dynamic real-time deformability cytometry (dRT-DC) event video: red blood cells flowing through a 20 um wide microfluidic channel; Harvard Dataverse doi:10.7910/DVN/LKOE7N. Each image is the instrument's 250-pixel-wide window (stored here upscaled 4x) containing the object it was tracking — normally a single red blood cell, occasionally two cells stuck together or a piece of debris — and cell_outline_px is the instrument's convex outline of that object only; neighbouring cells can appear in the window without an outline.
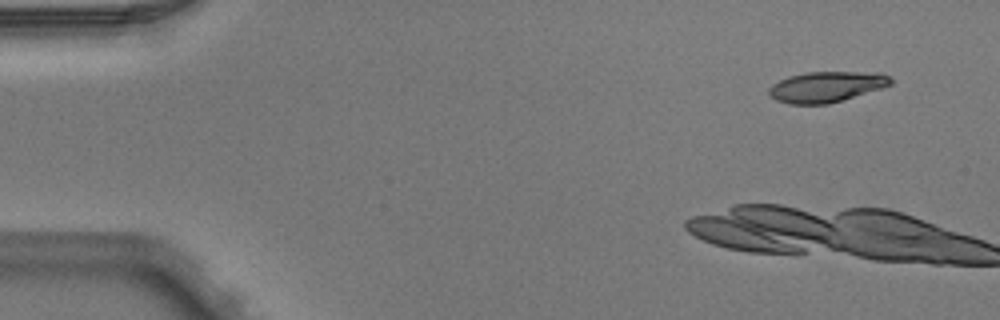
{"species": "Egyptian fruit bat (a non-hibernating species)", "species_latin": "Rousettus aegyptiacus", "temperature_condition": "warm", "stored_images_in_passage": 8, "camera_frame_rate_fps": 3000, "um_per_image_px": 0.085, "animal": {"sex": "male"}, "frame": {"image": 1, "passage_image": 1, "time_ms": 0.0, "image_size_px": [1000, 320], "cell_outline_px": [[892, 84], [880, 88], [828, 104], [788, 104], [776, 100], [768, 96], [768, 88], [772, 84], [788, 76], [808, 72], [880, 72], [888, 76], [892, 80]], "centroid_in_image_um": [70.19, 7.37], "position_along_channel_um": 14.8, "area_um2": 21.68}}
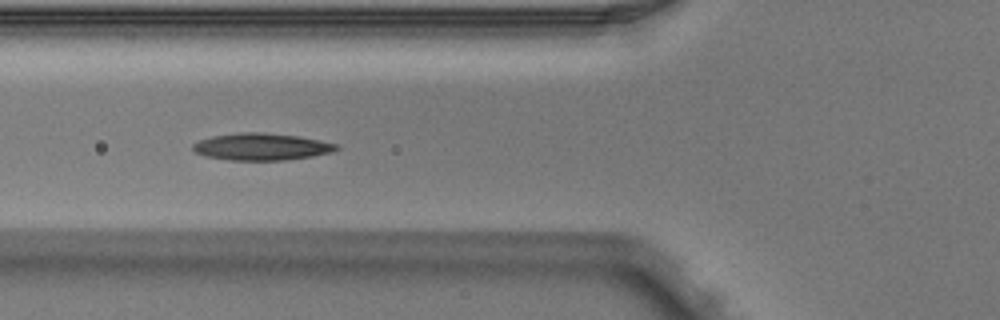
{"frame": {"image": 2, "passage_image": 6, "time_ms": 1.667, "image_size_px": [1000, 320], "cell_outline_px": [[340, 148], [332, 152], [312, 156], [284, 160], [228, 160], [204, 156], [196, 152], [192, 148], [192, 144], [200, 140], [212, 136], [240, 132], [264, 132], [300, 136], [340, 144]], "centroid_in_image_um": [22.25, 12.46], "position_along_channel_um": 103.5, "area_um2": 22.77}}
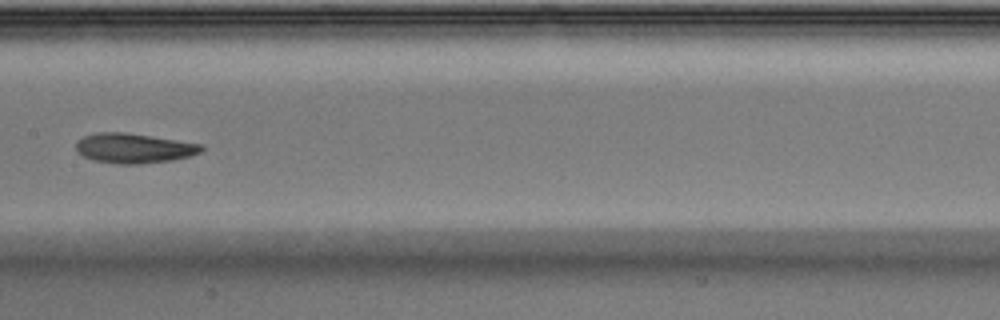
{"frame": {"image": 3, "passage_image": 8, "time_ms": 2.333, "image_size_px": [1000, 320], "cell_outline_px": [[204, 148], [200, 152], [188, 156], [172, 160], [140, 164], [116, 164], [92, 160], [76, 152], [76, 144], [84, 136], [96, 132], [124, 132], [204, 144]], "centroid_in_image_um": [11.37, 12.6], "position_along_channel_um": 196.0, "area_um2": 21.79}}